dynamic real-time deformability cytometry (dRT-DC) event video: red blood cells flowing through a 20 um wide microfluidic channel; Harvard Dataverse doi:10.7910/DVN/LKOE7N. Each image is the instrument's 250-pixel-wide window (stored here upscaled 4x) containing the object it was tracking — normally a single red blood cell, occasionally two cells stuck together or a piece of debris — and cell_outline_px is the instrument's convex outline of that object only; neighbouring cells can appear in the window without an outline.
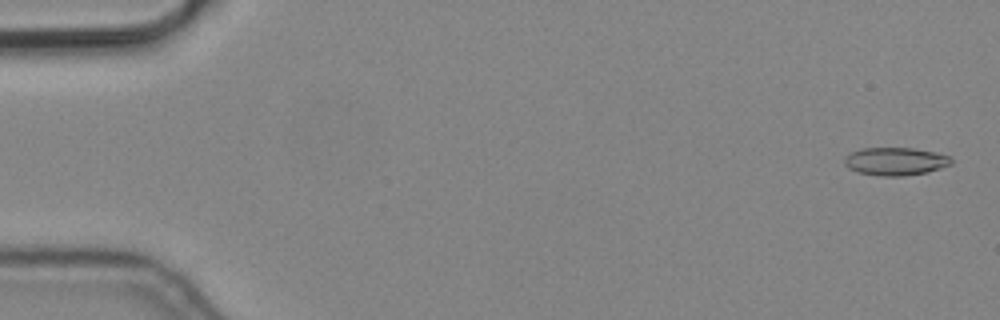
{"species": "common noctule bat (a hibernating species)", "species_latin": "Nyctalus noctula", "temperature_condition": "cold", "stored_images_in_passage": 4, "camera_frame_rate_fps": 3000, "um_per_image_px": 0.085, "animal": {"sex": "male", "body_mass_g": 19.2, "forearm_length_mm": 51.8}, "frame": {"image": 1, "passage_image": 1, "time_ms": 0.0, "image_size_px": [1000, 320], "cell_outline_px": [[952, 164], [928, 172], [904, 176], [880, 176], [856, 172], [848, 168], [844, 164], [844, 156], [860, 148], [916, 148], [936, 152], [952, 156]], "centroid_in_image_um": [76.11, 13.71], "position_along_channel_um": 8.9, "area_um2": 17.69}}